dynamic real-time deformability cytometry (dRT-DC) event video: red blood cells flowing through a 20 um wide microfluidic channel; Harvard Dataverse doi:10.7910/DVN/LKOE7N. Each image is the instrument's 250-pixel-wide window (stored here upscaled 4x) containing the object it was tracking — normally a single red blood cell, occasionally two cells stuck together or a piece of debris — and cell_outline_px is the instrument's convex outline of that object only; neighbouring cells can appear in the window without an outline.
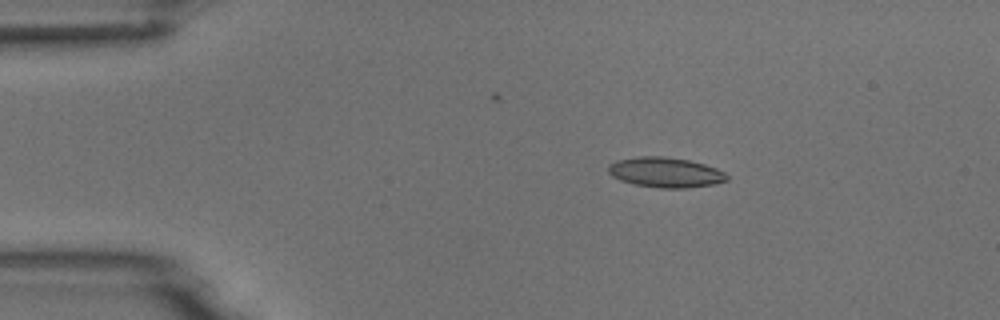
{"species": "common noctule bat (a hibernating species)", "species_latin": "Nyctalus noctula", "temperature_condition": "room temperature", "stored_images_in_passage": 5, "camera_frame_rate_fps": 3000, "um_per_image_px": 0.085, "animal": {"sex": "male", "body_mass_g": 18.8}, "frame": {"image": 1, "passage_image": 3, "time_ms": 2.667, "image_size_px": [1000, 320], "cell_outline_px": [[728, 180], [712, 184], [688, 188], [660, 188], [636, 184], [620, 180], [612, 176], [608, 172], [608, 164], [616, 160], [636, 156], [664, 156], [688, 160], [704, 164], [716, 168], [724, 172], [728, 176]], "centroid_in_image_um": [56.54, 14.64], "position_along_channel_um": 28.5, "area_um2": 20.81}}